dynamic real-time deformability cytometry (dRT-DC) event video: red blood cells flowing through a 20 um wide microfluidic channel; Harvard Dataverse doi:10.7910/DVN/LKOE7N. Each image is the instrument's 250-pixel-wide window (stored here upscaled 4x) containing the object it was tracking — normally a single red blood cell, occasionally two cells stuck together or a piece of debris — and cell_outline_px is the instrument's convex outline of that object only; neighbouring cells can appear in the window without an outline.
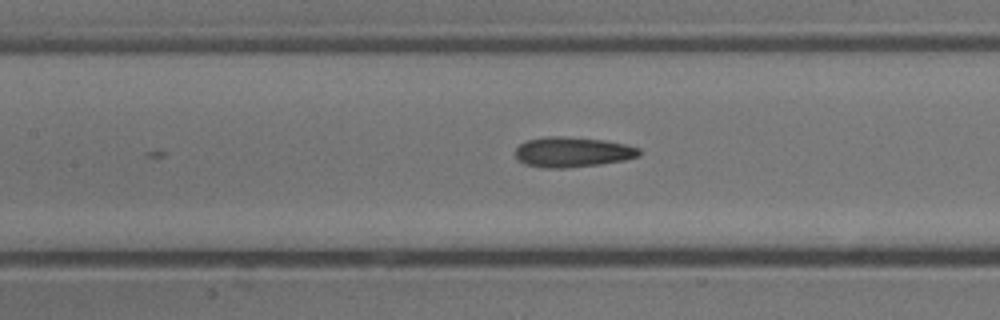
{"species": "common noctule bat (a hibernating species)", "species_latin": "Nyctalus noctula", "temperature_condition": "cold", "stored_images_in_passage": 12, "camera_frame_rate_fps": 3000, "um_per_image_px": 0.085, "animal": {"sex": "male", "body_mass_g": 13.3}, "frame": {"image": 1, "passage_image": 12, "time_ms": 3.667, "image_size_px": [1000, 320], "cell_outline_px": [[640, 156], [624, 160], [600, 164], [564, 168], [544, 168], [524, 164], [516, 156], [516, 148], [520, 144], [528, 140], [548, 136], [564, 136], [604, 140], [624, 144], [640, 148]], "centroid_in_image_um": [48.67, 12.92], "position_along_channel_um": 158.7, "area_um2": 21.68}}